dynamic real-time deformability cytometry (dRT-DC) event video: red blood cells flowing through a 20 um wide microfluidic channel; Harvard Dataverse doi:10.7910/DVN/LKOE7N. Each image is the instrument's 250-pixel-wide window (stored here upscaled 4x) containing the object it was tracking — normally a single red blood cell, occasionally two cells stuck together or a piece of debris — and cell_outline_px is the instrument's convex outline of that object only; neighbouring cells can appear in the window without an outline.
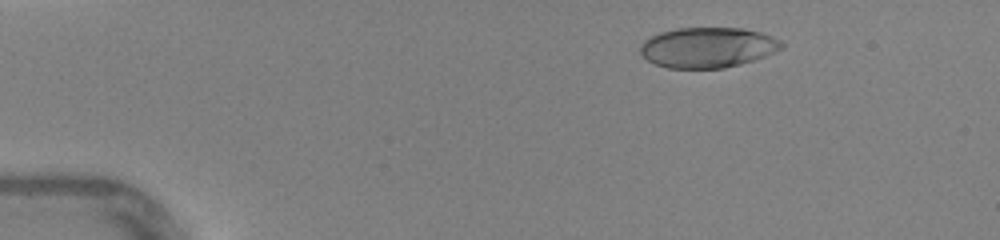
{"species": "human", "species_latin": "Homo sapiens", "temperature_condition": "warm", "stored_images_in_passage": 41, "camera_frame_rate_fps": 3000, "um_per_image_px": 0.085, "donor": {"sex": "female"}, "frame": {"image": 1, "passage_image": 7, "time_ms": 2.0, "image_size_px": [1000, 240], "cell_outline_px": [[784, 48], [764, 56], [740, 64], [724, 68], [668, 68], [652, 64], [640, 52], [640, 44], [644, 40], [660, 32], [676, 28], [744, 28], [760, 32], [772, 36], [780, 40], [784, 44]], "centroid_in_image_um": [60.15, 4.03], "position_along_channel_um": 24.9, "area_um2": 33.29}}
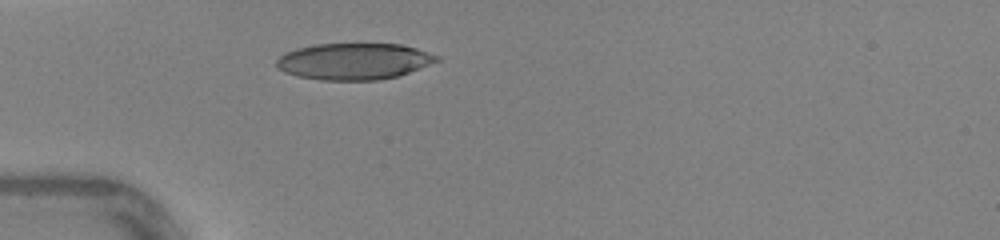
{"frame": {"image": 2, "passage_image": 14, "time_ms": 4.333, "image_size_px": [1000, 240], "cell_outline_px": [[440, 60], [408, 72], [396, 76], [376, 80], [320, 80], [296, 76], [284, 72], [276, 68], [276, 60], [284, 52], [296, 48], [316, 44], [400, 44], [416, 48], [440, 56]], "centroid_in_image_um": [30.03, 5.21], "position_along_channel_um": 55.0, "area_um2": 34.04}}
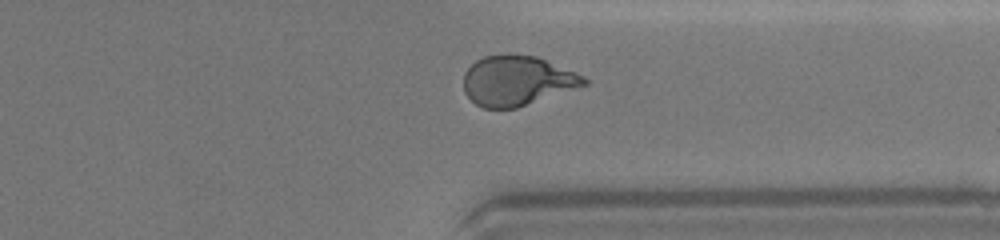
{"frame": {"image": 3, "passage_image": 36, "time_ms": 11.667, "image_size_px": [1000, 240], "cell_outline_px": [[588, 84], [516, 108], [484, 108], [476, 104], [464, 92], [464, 72], [476, 60], [484, 56], [508, 52], [536, 56], [576, 72], [584, 76], [588, 80]], "centroid_in_image_um": [43.94, 6.83], "position_along_channel_um": 367.5, "area_um2": 35.14}, "authors_computed_cell_mechanics": {"area_um2": 34.8534, "velocity_mm_per_s": 4.3902, "shape_relaxation_time_tau1_ms": 4.6866, "shape_relaxation_time_tau2_ms": null, "deformation_change_tau1": 0.208, "deformation_change_tau2": null}}